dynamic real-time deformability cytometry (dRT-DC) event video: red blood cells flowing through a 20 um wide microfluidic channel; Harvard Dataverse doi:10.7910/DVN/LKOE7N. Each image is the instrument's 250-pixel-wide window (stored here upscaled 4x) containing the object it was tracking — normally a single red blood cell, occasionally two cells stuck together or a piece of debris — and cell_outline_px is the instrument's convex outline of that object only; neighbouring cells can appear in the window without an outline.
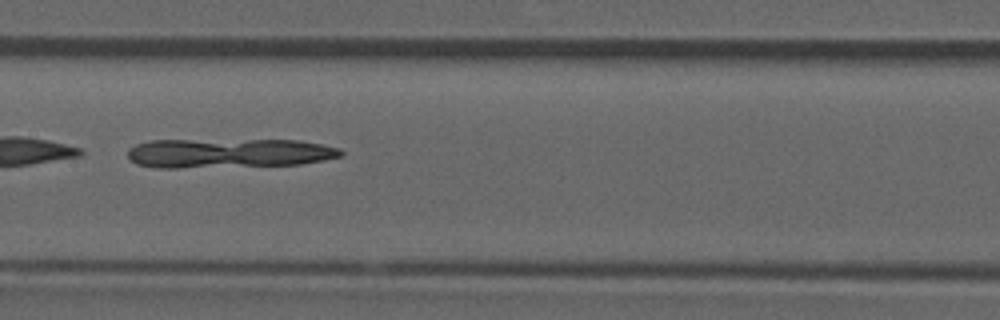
{"species": "common noctule bat (a hibernating species)", "species_latin": "Nyctalus noctula", "temperature_condition": "room temperature", "stored_images_in_passage": 33, "camera_frame_rate_fps": 3000, "um_per_image_px": 0.085, "animal": {"sex": "male", "forearm_length_mm": 52.5}, "frame": {"image": 1, "passage_image": 10, "time_ms": 3.0, "image_size_px": [1000, 320], "cell_outline_px": [[344, 156], [324, 160], [300, 164], [176, 168], [156, 168], [136, 164], [128, 156], [128, 148], [136, 144], [152, 140], [300, 140], [340, 148], [344, 152]], "centroid_in_image_um": [19.44, 13.01], "position_along_channel_um": 188.0, "area_um2": 36.65}}
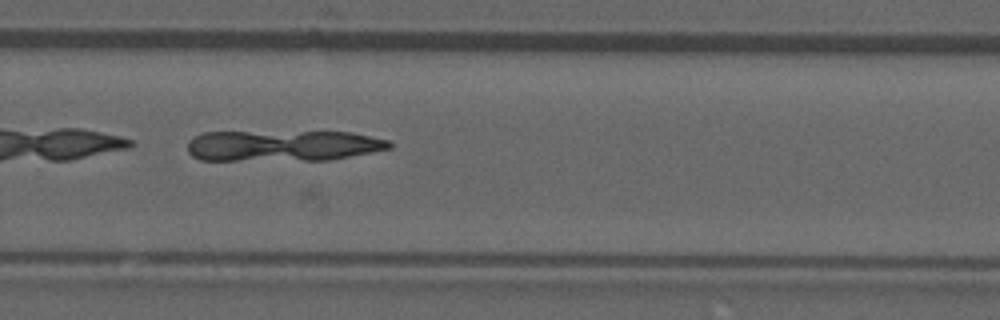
{"frame": {"image": 2, "passage_image": 19, "time_ms": 6.0, "image_size_px": [1000, 320], "cell_outline_px": [[392, 148], [328, 160], [200, 160], [192, 156], [188, 152], [188, 140], [204, 132], [352, 132], [388, 140], [392, 144]], "centroid_in_image_um": [24.02, 12.38], "position_along_channel_um": 305.8, "area_um2": 36.41}}